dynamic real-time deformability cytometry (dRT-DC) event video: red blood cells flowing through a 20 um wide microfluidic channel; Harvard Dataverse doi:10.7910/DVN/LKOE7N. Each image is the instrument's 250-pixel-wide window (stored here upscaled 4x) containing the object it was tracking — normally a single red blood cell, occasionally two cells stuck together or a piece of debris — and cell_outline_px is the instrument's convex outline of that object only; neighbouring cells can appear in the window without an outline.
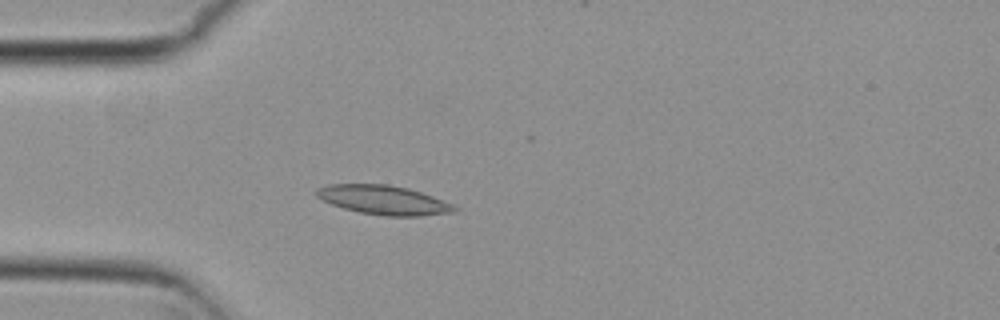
{"species": "common noctule bat (a hibernating species)", "species_latin": "Nyctalus noctula", "temperature_condition": "cold", "stored_images_in_passage": 4, "camera_frame_rate_fps": 3000, "um_per_image_px": 0.085, "animal": {"sex": "female", "body_mass_g": 29.2, "forearm_length_mm": 56.3}, "frame": {"image": 1, "passage_image": 3, "time_ms": 0.667, "image_size_px": [1000, 320], "cell_outline_px": [[460, 208], [456, 212], [420, 216], [388, 216], [360, 212], [344, 208], [332, 204], [316, 196], [316, 188], [328, 184], [388, 184], [408, 188], [432, 196], [452, 204]], "centroid_in_image_um": [32.63, 17.0], "position_along_channel_um": 52.4, "area_um2": 23.35}}